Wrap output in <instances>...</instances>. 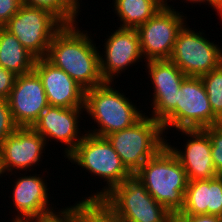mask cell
<instances>
[{
    "label": "cell",
    "instance_id": "obj_16",
    "mask_svg": "<svg viewBox=\"0 0 222 222\" xmlns=\"http://www.w3.org/2000/svg\"><path fill=\"white\" fill-rule=\"evenodd\" d=\"M181 135L190 137L182 145L183 150L172 146L166 140V146L176 156L184 170L188 181L210 180L218 176L211 153V139L204 129H181Z\"/></svg>",
    "mask_w": 222,
    "mask_h": 222
},
{
    "label": "cell",
    "instance_id": "obj_1",
    "mask_svg": "<svg viewBox=\"0 0 222 222\" xmlns=\"http://www.w3.org/2000/svg\"><path fill=\"white\" fill-rule=\"evenodd\" d=\"M77 26V23L66 24L51 40L45 58L86 91L105 82L100 74L101 51L88 31Z\"/></svg>",
    "mask_w": 222,
    "mask_h": 222
},
{
    "label": "cell",
    "instance_id": "obj_27",
    "mask_svg": "<svg viewBox=\"0 0 222 222\" xmlns=\"http://www.w3.org/2000/svg\"><path fill=\"white\" fill-rule=\"evenodd\" d=\"M17 128L18 126L12 118L8 100L0 99V146Z\"/></svg>",
    "mask_w": 222,
    "mask_h": 222
},
{
    "label": "cell",
    "instance_id": "obj_22",
    "mask_svg": "<svg viewBox=\"0 0 222 222\" xmlns=\"http://www.w3.org/2000/svg\"><path fill=\"white\" fill-rule=\"evenodd\" d=\"M78 201L79 222H124L103 199Z\"/></svg>",
    "mask_w": 222,
    "mask_h": 222
},
{
    "label": "cell",
    "instance_id": "obj_2",
    "mask_svg": "<svg viewBox=\"0 0 222 222\" xmlns=\"http://www.w3.org/2000/svg\"><path fill=\"white\" fill-rule=\"evenodd\" d=\"M134 176L169 212H181L188 178L186 171L166 145L148 159Z\"/></svg>",
    "mask_w": 222,
    "mask_h": 222
},
{
    "label": "cell",
    "instance_id": "obj_13",
    "mask_svg": "<svg viewBox=\"0 0 222 222\" xmlns=\"http://www.w3.org/2000/svg\"><path fill=\"white\" fill-rule=\"evenodd\" d=\"M7 100L18 127H32L49 106L41 79L34 70L16 76Z\"/></svg>",
    "mask_w": 222,
    "mask_h": 222
},
{
    "label": "cell",
    "instance_id": "obj_19",
    "mask_svg": "<svg viewBox=\"0 0 222 222\" xmlns=\"http://www.w3.org/2000/svg\"><path fill=\"white\" fill-rule=\"evenodd\" d=\"M181 213L222 217V175L210 180L188 181Z\"/></svg>",
    "mask_w": 222,
    "mask_h": 222
},
{
    "label": "cell",
    "instance_id": "obj_32",
    "mask_svg": "<svg viewBox=\"0 0 222 222\" xmlns=\"http://www.w3.org/2000/svg\"><path fill=\"white\" fill-rule=\"evenodd\" d=\"M165 222H187V215L182 214L181 212H170Z\"/></svg>",
    "mask_w": 222,
    "mask_h": 222
},
{
    "label": "cell",
    "instance_id": "obj_9",
    "mask_svg": "<svg viewBox=\"0 0 222 222\" xmlns=\"http://www.w3.org/2000/svg\"><path fill=\"white\" fill-rule=\"evenodd\" d=\"M186 24L177 34L169 60L186 76L200 77L222 64V47L210 42L203 31L195 32Z\"/></svg>",
    "mask_w": 222,
    "mask_h": 222
},
{
    "label": "cell",
    "instance_id": "obj_21",
    "mask_svg": "<svg viewBox=\"0 0 222 222\" xmlns=\"http://www.w3.org/2000/svg\"><path fill=\"white\" fill-rule=\"evenodd\" d=\"M120 28L137 29L153 17L162 6L156 0H113Z\"/></svg>",
    "mask_w": 222,
    "mask_h": 222
},
{
    "label": "cell",
    "instance_id": "obj_12",
    "mask_svg": "<svg viewBox=\"0 0 222 222\" xmlns=\"http://www.w3.org/2000/svg\"><path fill=\"white\" fill-rule=\"evenodd\" d=\"M145 64L154 89L149 115L162 123L176 109L178 90L187 76L169 59L149 60Z\"/></svg>",
    "mask_w": 222,
    "mask_h": 222
},
{
    "label": "cell",
    "instance_id": "obj_15",
    "mask_svg": "<svg viewBox=\"0 0 222 222\" xmlns=\"http://www.w3.org/2000/svg\"><path fill=\"white\" fill-rule=\"evenodd\" d=\"M82 112L84 107L63 108L49 105L32 128L45 139L46 145L51 139L66 145L64 157H67L85 135V130L81 134L78 128Z\"/></svg>",
    "mask_w": 222,
    "mask_h": 222
},
{
    "label": "cell",
    "instance_id": "obj_14",
    "mask_svg": "<svg viewBox=\"0 0 222 222\" xmlns=\"http://www.w3.org/2000/svg\"><path fill=\"white\" fill-rule=\"evenodd\" d=\"M107 40L104 41L105 54L100 53V74L105 82H114L115 76L129 69L137 61L144 59L139 35L136 29H116Z\"/></svg>",
    "mask_w": 222,
    "mask_h": 222
},
{
    "label": "cell",
    "instance_id": "obj_10",
    "mask_svg": "<svg viewBox=\"0 0 222 222\" xmlns=\"http://www.w3.org/2000/svg\"><path fill=\"white\" fill-rule=\"evenodd\" d=\"M174 8L171 5L162 7L136 29L145 61L170 58L177 34L186 22L183 12Z\"/></svg>",
    "mask_w": 222,
    "mask_h": 222
},
{
    "label": "cell",
    "instance_id": "obj_29",
    "mask_svg": "<svg viewBox=\"0 0 222 222\" xmlns=\"http://www.w3.org/2000/svg\"><path fill=\"white\" fill-rule=\"evenodd\" d=\"M16 76L13 72L0 66V99H8Z\"/></svg>",
    "mask_w": 222,
    "mask_h": 222
},
{
    "label": "cell",
    "instance_id": "obj_30",
    "mask_svg": "<svg viewBox=\"0 0 222 222\" xmlns=\"http://www.w3.org/2000/svg\"><path fill=\"white\" fill-rule=\"evenodd\" d=\"M187 222H222V217L209 214L187 215Z\"/></svg>",
    "mask_w": 222,
    "mask_h": 222
},
{
    "label": "cell",
    "instance_id": "obj_35",
    "mask_svg": "<svg viewBox=\"0 0 222 222\" xmlns=\"http://www.w3.org/2000/svg\"><path fill=\"white\" fill-rule=\"evenodd\" d=\"M162 7H164V0H156Z\"/></svg>",
    "mask_w": 222,
    "mask_h": 222
},
{
    "label": "cell",
    "instance_id": "obj_33",
    "mask_svg": "<svg viewBox=\"0 0 222 222\" xmlns=\"http://www.w3.org/2000/svg\"><path fill=\"white\" fill-rule=\"evenodd\" d=\"M78 13L80 9V0H66Z\"/></svg>",
    "mask_w": 222,
    "mask_h": 222
},
{
    "label": "cell",
    "instance_id": "obj_11",
    "mask_svg": "<svg viewBox=\"0 0 222 222\" xmlns=\"http://www.w3.org/2000/svg\"><path fill=\"white\" fill-rule=\"evenodd\" d=\"M46 146L45 139L32 127H18L0 146L1 175L12 176L13 170L30 172L31 167L39 166Z\"/></svg>",
    "mask_w": 222,
    "mask_h": 222
},
{
    "label": "cell",
    "instance_id": "obj_28",
    "mask_svg": "<svg viewBox=\"0 0 222 222\" xmlns=\"http://www.w3.org/2000/svg\"><path fill=\"white\" fill-rule=\"evenodd\" d=\"M22 4V0H0V27L18 12Z\"/></svg>",
    "mask_w": 222,
    "mask_h": 222
},
{
    "label": "cell",
    "instance_id": "obj_25",
    "mask_svg": "<svg viewBox=\"0 0 222 222\" xmlns=\"http://www.w3.org/2000/svg\"><path fill=\"white\" fill-rule=\"evenodd\" d=\"M211 139L212 161L218 175H222V126L204 128Z\"/></svg>",
    "mask_w": 222,
    "mask_h": 222
},
{
    "label": "cell",
    "instance_id": "obj_34",
    "mask_svg": "<svg viewBox=\"0 0 222 222\" xmlns=\"http://www.w3.org/2000/svg\"><path fill=\"white\" fill-rule=\"evenodd\" d=\"M168 0H164V7H169V4H168V2H167ZM172 1V0H171ZM185 1H188V2H190L191 4L193 3H196V0H185Z\"/></svg>",
    "mask_w": 222,
    "mask_h": 222
},
{
    "label": "cell",
    "instance_id": "obj_8",
    "mask_svg": "<svg viewBox=\"0 0 222 222\" xmlns=\"http://www.w3.org/2000/svg\"><path fill=\"white\" fill-rule=\"evenodd\" d=\"M124 222H165L170 213L159 204L134 176L102 198Z\"/></svg>",
    "mask_w": 222,
    "mask_h": 222
},
{
    "label": "cell",
    "instance_id": "obj_7",
    "mask_svg": "<svg viewBox=\"0 0 222 222\" xmlns=\"http://www.w3.org/2000/svg\"><path fill=\"white\" fill-rule=\"evenodd\" d=\"M214 115L201 77L187 76L178 90L176 109L161 123L164 132L174 128L204 129L220 124Z\"/></svg>",
    "mask_w": 222,
    "mask_h": 222
},
{
    "label": "cell",
    "instance_id": "obj_6",
    "mask_svg": "<svg viewBox=\"0 0 222 222\" xmlns=\"http://www.w3.org/2000/svg\"><path fill=\"white\" fill-rule=\"evenodd\" d=\"M66 24L53 12L22 4L3 26L36 58L46 57L53 37Z\"/></svg>",
    "mask_w": 222,
    "mask_h": 222
},
{
    "label": "cell",
    "instance_id": "obj_5",
    "mask_svg": "<svg viewBox=\"0 0 222 222\" xmlns=\"http://www.w3.org/2000/svg\"><path fill=\"white\" fill-rule=\"evenodd\" d=\"M163 133L161 123L144 114L132 126L111 133L106 138L126 169L134 175L166 145Z\"/></svg>",
    "mask_w": 222,
    "mask_h": 222
},
{
    "label": "cell",
    "instance_id": "obj_4",
    "mask_svg": "<svg viewBox=\"0 0 222 222\" xmlns=\"http://www.w3.org/2000/svg\"><path fill=\"white\" fill-rule=\"evenodd\" d=\"M67 159L83 170L86 169V172L100 176L103 182H107L102 190H97V193L90 194L86 199H102L113 188L132 176L107 138L88 132H85L82 140Z\"/></svg>",
    "mask_w": 222,
    "mask_h": 222
},
{
    "label": "cell",
    "instance_id": "obj_26",
    "mask_svg": "<svg viewBox=\"0 0 222 222\" xmlns=\"http://www.w3.org/2000/svg\"><path fill=\"white\" fill-rule=\"evenodd\" d=\"M65 208H61L59 212H56L54 209L53 211L42 214L38 218L32 219L30 222H79L78 202L69 208Z\"/></svg>",
    "mask_w": 222,
    "mask_h": 222
},
{
    "label": "cell",
    "instance_id": "obj_23",
    "mask_svg": "<svg viewBox=\"0 0 222 222\" xmlns=\"http://www.w3.org/2000/svg\"><path fill=\"white\" fill-rule=\"evenodd\" d=\"M201 77L214 115L222 121V64Z\"/></svg>",
    "mask_w": 222,
    "mask_h": 222
},
{
    "label": "cell",
    "instance_id": "obj_18",
    "mask_svg": "<svg viewBox=\"0 0 222 222\" xmlns=\"http://www.w3.org/2000/svg\"><path fill=\"white\" fill-rule=\"evenodd\" d=\"M19 175L22 177L17 178L12 185V201L18 212L13 221H31L56 209L49 206V194L44 177L39 176L40 174Z\"/></svg>",
    "mask_w": 222,
    "mask_h": 222
},
{
    "label": "cell",
    "instance_id": "obj_24",
    "mask_svg": "<svg viewBox=\"0 0 222 222\" xmlns=\"http://www.w3.org/2000/svg\"><path fill=\"white\" fill-rule=\"evenodd\" d=\"M23 4L53 12L65 24H76L78 12L66 0H22Z\"/></svg>",
    "mask_w": 222,
    "mask_h": 222
},
{
    "label": "cell",
    "instance_id": "obj_17",
    "mask_svg": "<svg viewBox=\"0 0 222 222\" xmlns=\"http://www.w3.org/2000/svg\"><path fill=\"white\" fill-rule=\"evenodd\" d=\"M33 70L41 79L48 105L84 107L85 90L65 71L54 66L45 57L36 58Z\"/></svg>",
    "mask_w": 222,
    "mask_h": 222
},
{
    "label": "cell",
    "instance_id": "obj_3",
    "mask_svg": "<svg viewBox=\"0 0 222 222\" xmlns=\"http://www.w3.org/2000/svg\"><path fill=\"white\" fill-rule=\"evenodd\" d=\"M114 82H104L85 91L84 111L99 128L86 132L106 137L107 135L127 129L136 123L144 114L131 99L113 88ZM139 110V111H138Z\"/></svg>",
    "mask_w": 222,
    "mask_h": 222
},
{
    "label": "cell",
    "instance_id": "obj_36",
    "mask_svg": "<svg viewBox=\"0 0 222 222\" xmlns=\"http://www.w3.org/2000/svg\"><path fill=\"white\" fill-rule=\"evenodd\" d=\"M11 222H30V221H11Z\"/></svg>",
    "mask_w": 222,
    "mask_h": 222
},
{
    "label": "cell",
    "instance_id": "obj_31",
    "mask_svg": "<svg viewBox=\"0 0 222 222\" xmlns=\"http://www.w3.org/2000/svg\"><path fill=\"white\" fill-rule=\"evenodd\" d=\"M196 3L201 4V3H208V6L211 5L210 7H213L217 14L220 16L222 19V0H196Z\"/></svg>",
    "mask_w": 222,
    "mask_h": 222
},
{
    "label": "cell",
    "instance_id": "obj_20",
    "mask_svg": "<svg viewBox=\"0 0 222 222\" xmlns=\"http://www.w3.org/2000/svg\"><path fill=\"white\" fill-rule=\"evenodd\" d=\"M36 57L4 27H0V66L21 75L34 69Z\"/></svg>",
    "mask_w": 222,
    "mask_h": 222
}]
</instances>
